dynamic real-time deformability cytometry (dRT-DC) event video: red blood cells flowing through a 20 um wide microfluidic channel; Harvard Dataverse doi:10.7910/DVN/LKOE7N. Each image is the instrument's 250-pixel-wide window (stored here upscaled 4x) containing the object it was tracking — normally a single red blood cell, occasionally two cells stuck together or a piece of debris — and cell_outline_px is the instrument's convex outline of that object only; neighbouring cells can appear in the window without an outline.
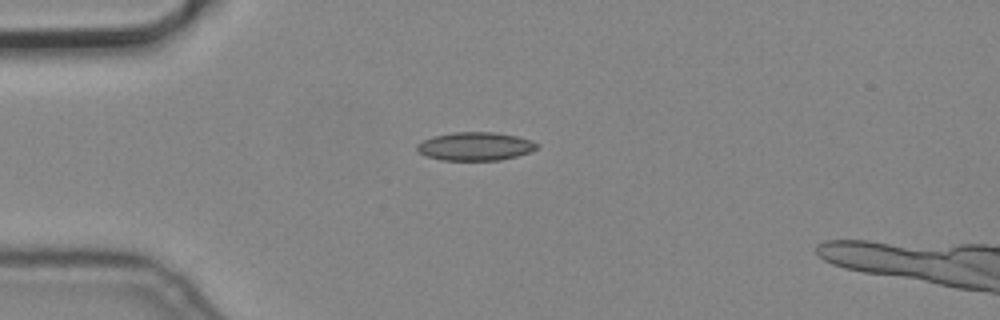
{"species": "common noctule bat (a hibernating species)", "species_latin": "Nyctalus noctula", "temperature_condition": "cold", "stored_images_in_passage": 10, "camera_frame_rate_fps": 3000, "um_per_image_px": 0.085, "animal": {"sex": "male", "body_mass_g": 19.2, "forearm_length_mm": 51.8}, "frame": {"image": 1, "passage_image": 1, "time_ms": 0.0, "image_size_px": [1000, 320], "cell_outline_px": [[540, 144], [536, 148], [528, 152], [516, 156], [500, 160], [440, 160], [428, 156], [420, 152], [416, 148], [416, 144], [432, 136], [452, 132], [496, 132], [516, 136], [532, 140]], "centroid_in_image_um": [40.39, 12.43], "position_along_channel_um": 44.6, "area_um2": 19.77}}
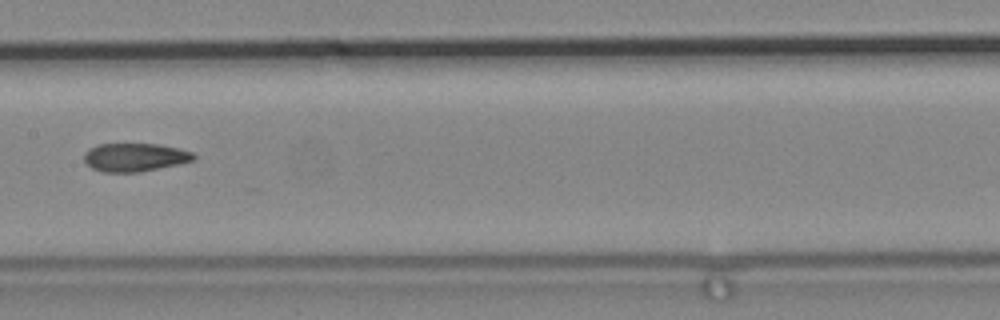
{"frame": {"image": 2, "passage_image": 5, "time_ms": 1.333, "image_size_px": [1000, 320], "cell_outline_px": [[196, 160], [140, 172], [104, 172], [92, 168], [84, 160], [84, 152], [88, 148], [96, 144], [156, 144], [176, 148], [192, 152], [196, 156]], "centroid_in_image_um": [11.43, 13.36], "position_along_channel_um": 196.0, "area_um2": 18.03}}
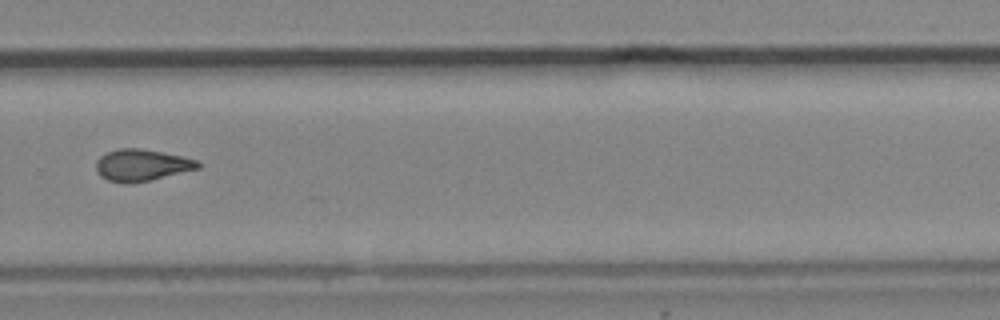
{"frame": {"image": 3, "passage_image": 8, "time_ms": 2.333, "image_size_px": [1000, 320], "cell_outline_px": [[200, 168], [148, 180], [128, 184], [124, 184], [108, 180], [100, 176], [96, 172], [96, 160], [100, 156], [108, 152], [120, 148], [140, 148], [184, 156], [196, 160], [200, 164]], "centroid_in_image_um": [12.01, 14.03], "position_along_channel_um": 317.8, "area_um2": 18.79}}